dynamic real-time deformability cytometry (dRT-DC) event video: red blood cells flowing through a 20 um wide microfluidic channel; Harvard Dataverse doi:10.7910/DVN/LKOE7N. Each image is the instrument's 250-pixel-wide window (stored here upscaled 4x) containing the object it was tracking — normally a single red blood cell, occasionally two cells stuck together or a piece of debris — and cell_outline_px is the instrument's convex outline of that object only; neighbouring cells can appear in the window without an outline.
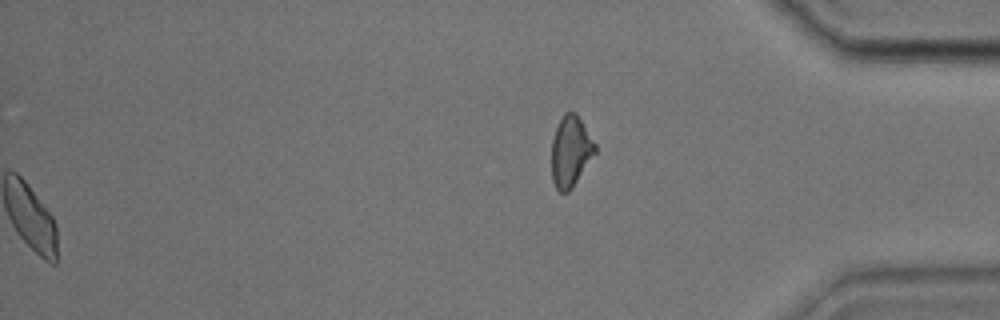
{"species": "common noctule bat (a hibernating species)", "species_latin": "Nyctalus noctula", "temperature_condition": "cold", "stored_images_in_passage": 38, "segment_of_instrument_passage": [2, 2], "camera_frame_rate_fps": 3000, "um_per_image_px": 0.085, "animal": {"sex": "male", "body_mass_g": 17.9, "forearm_length_mm": 54.2}, "frame": {"image": 1, "passage_image": 38, "time_ms": 12.333, "image_size_px": [1000, 320], "cell_outline_px": [[596, 152], [572, 188], [568, 192], [560, 192], [556, 188], [552, 180], [552, 140], [556, 128], [564, 112], [576, 112], [596, 144]], "centroid_in_image_um": [48.5, 12.86], "position_along_channel_um": 386.7, "area_um2": 17.86}}